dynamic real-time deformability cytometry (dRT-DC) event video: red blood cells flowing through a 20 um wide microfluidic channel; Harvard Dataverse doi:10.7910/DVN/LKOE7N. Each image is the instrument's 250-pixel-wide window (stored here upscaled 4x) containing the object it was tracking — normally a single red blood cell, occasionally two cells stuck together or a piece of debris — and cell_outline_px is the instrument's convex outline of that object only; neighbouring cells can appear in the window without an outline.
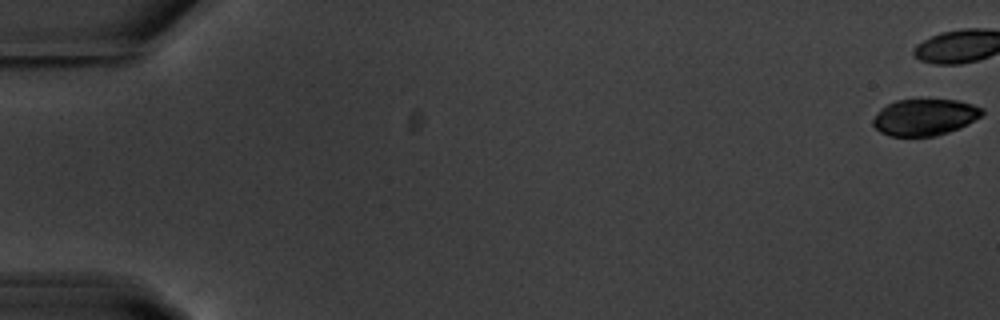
{"species": "common noctule bat (a hibernating species)", "species_latin": "Nyctalus noctula", "temperature_condition": "warm", "stored_images_in_passage": 12, "camera_frame_rate_fps": 3000, "um_per_image_px": 0.085, "animal": {"sex": "male", "body_mass_g": 20.1, "forearm_length_mm": 53.5}, "frame": {"image": 1, "passage_image": 1, "time_ms": 0.0, "image_size_px": [1000, 320], "cell_outline_px": [[984, 112], [980, 116], [968, 124], [960, 128], [936, 136], [892, 136], [880, 132], [872, 124], [872, 120], [880, 108], [896, 100], [956, 100], [972, 104], [984, 108]], "centroid_in_image_um": [78.6, 9.96], "position_along_channel_um": 6.4, "area_um2": 23.18}}